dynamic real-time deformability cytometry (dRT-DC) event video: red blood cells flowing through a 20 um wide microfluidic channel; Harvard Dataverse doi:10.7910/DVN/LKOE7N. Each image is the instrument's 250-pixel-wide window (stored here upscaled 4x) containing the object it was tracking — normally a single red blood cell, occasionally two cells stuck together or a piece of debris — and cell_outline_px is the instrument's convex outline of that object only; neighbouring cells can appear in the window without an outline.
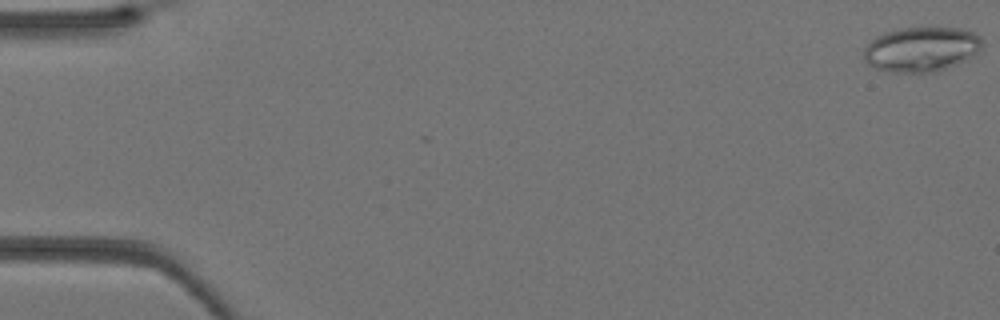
{"species": "Egyptian fruit bat (a non-hibernating species)", "species_latin": "Rousettus aegyptiacus", "temperature_condition": "warm", "stored_images_in_passage": 4, "camera_frame_rate_fps": 3000, "um_per_image_px": 0.085, "animal": {"sex": "female"}, "frame": {"image": 1, "passage_image": 1, "time_ms": 0.0, "image_size_px": [1000, 320], "cell_outline_px": [[984, 44], [980, 52], [968, 60], [948, 68], [936, 72], [896, 72], [876, 68], [868, 64], [864, 60], [864, 48], [876, 36], [884, 32], [900, 28], [964, 28], [980, 36], [984, 40]], "centroid_in_image_um": [78.38, 4.18], "position_along_channel_um": 6.6, "area_um2": 31.27}}